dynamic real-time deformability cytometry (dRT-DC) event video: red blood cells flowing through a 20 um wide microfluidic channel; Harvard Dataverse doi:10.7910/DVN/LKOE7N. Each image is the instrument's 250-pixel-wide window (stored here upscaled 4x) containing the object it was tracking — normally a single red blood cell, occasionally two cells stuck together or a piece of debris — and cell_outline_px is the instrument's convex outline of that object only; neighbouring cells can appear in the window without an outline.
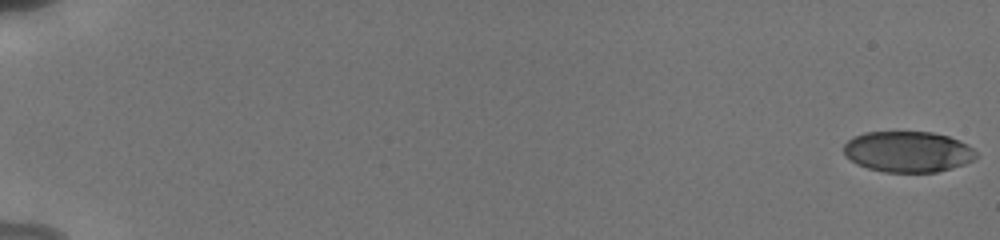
{"species": "human", "species_latin": "Homo sapiens", "temperature_condition": "cold", "stored_images_in_passage": 36, "camera_frame_rate_fps": 3000, "um_per_image_px": 0.085, "donor": {"sex": "male"}, "frame": {"image": 1, "passage_image": 1, "time_ms": 0.0, "image_size_px": [1000, 240], "cell_outline_px": [[976, 156], [972, 160], [964, 164], [936, 172], [884, 172], [868, 168], [856, 164], [844, 156], [844, 144], [852, 136], [864, 132], [932, 132], [948, 136], [960, 140], [972, 148], [976, 152]], "centroid_in_image_um": [77.13, 12.89], "position_along_channel_um": 7.9, "area_um2": 31.62}}
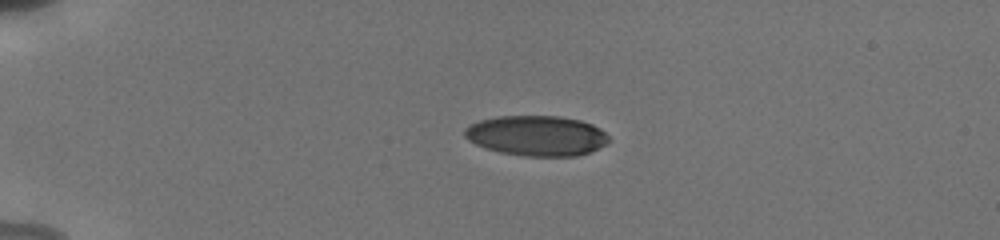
{"frame": {"image": 2, "passage_image": 22, "time_ms": 4.667, "image_size_px": [1000, 240], "cell_outline_px": [[612, 140], [588, 152], [576, 156], [524, 156], [500, 152], [476, 144], [468, 140], [464, 136], [464, 128], [468, 124], [480, 120], [496, 116], [560, 116], [580, 120], [592, 124], [600, 128]], "centroid_in_image_um": [45.59, 11.52], "position_along_channel_um": 39.4, "area_um2": 33.81}}